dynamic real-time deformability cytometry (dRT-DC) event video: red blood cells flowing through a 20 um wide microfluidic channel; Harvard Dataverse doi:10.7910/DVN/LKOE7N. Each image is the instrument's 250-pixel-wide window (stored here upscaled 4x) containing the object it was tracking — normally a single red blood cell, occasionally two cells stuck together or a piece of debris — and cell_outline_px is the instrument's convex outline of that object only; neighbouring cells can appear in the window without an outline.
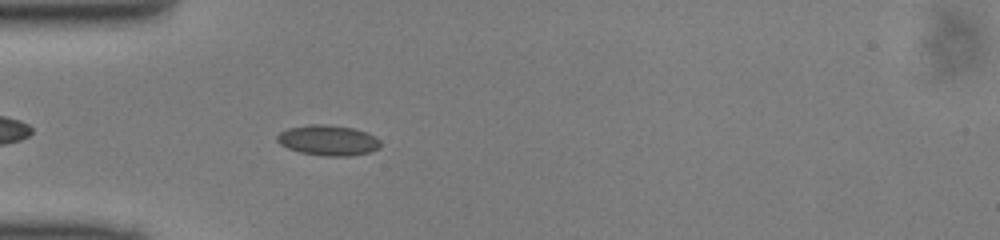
{"species": "common noctule bat (a hibernating species)", "species_latin": "Nyctalus noctula", "temperature_condition": "cold", "stored_images_in_passage": 38, "camera_frame_rate_fps": 3000, "um_per_image_px": 0.085, "animal": {"sex": "male", "body_mass_g": 13.0, "forearm_length_mm": 53.1}, "frame": {"image": 1, "passage_image": 5, "time_ms": 1.333, "image_size_px": [1000, 240], "cell_outline_px": [[380, 148], [368, 152], [348, 156], [324, 156], [300, 152], [288, 148], [280, 144], [276, 140], [276, 136], [280, 132], [288, 128], [308, 124], [324, 124], [352, 128], [368, 132], [376, 136], [380, 140]], "centroid_in_image_um": [27.89, 11.92], "position_along_channel_um": 57.1, "area_um2": 18.38}}
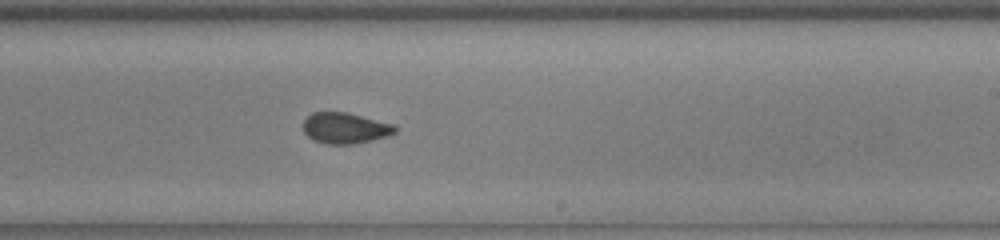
{"frame": {"image": 2, "passage_image": 20, "time_ms": 6.333, "image_size_px": [1000, 240], "cell_outline_px": [[396, 132], [388, 136], [372, 140], [352, 144], [328, 144], [312, 140], [304, 132], [304, 120], [312, 112], [348, 112], [392, 124], [396, 128]], "centroid_in_image_um": [29.32, 10.89], "position_along_channel_um": 259.7, "area_um2": 16.47}}
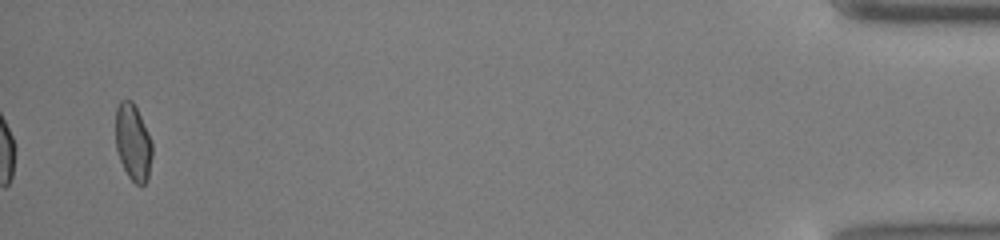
{"frame": {"image": 3, "passage_image": 38, "time_ms": 12.333, "image_size_px": [1000, 240], "cell_outline_px": [[152, 156], [148, 180], [140, 188], [128, 176], [120, 160], [116, 148], [116, 108], [120, 100], [132, 100], [152, 140]], "centroid_in_image_um": [11.32, 12.13], "position_along_channel_um": 423.9, "area_um2": 16.42}}